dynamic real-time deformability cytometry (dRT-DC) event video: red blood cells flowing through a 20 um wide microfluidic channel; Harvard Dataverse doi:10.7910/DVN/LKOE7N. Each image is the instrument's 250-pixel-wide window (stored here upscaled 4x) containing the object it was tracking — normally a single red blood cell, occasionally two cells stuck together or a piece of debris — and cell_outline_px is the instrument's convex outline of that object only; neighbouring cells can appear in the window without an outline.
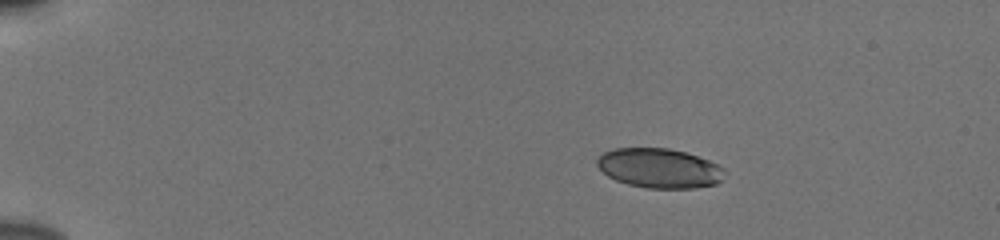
{"species": "human", "species_latin": "Homo sapiens", "temperature_condition": "cold", "stored_images_in_passage": 46, "camera_frame_rate_fps": 3000, "um_per_image_px": 0.085, "donor": {"sex": "male"}, "frame": {"image": 1, "passage_image": 1, "time_ms": 0.0, "image_size_px": [1000, 240], "cell_outline_px": [[724, 172], [720, 180], [716, 184], [692, 188], [648, 188], [628, 184], [616, 180], [608, 176], [596, 164], [596, 160], [604, 152], [612, 148], [668, 148], [684, 152], [708, 160], [724, 168]], "centroid_in_image_um": [56.02, 14.29], "position_along_channel_um": 29.0, "area_um2": 29.13}}
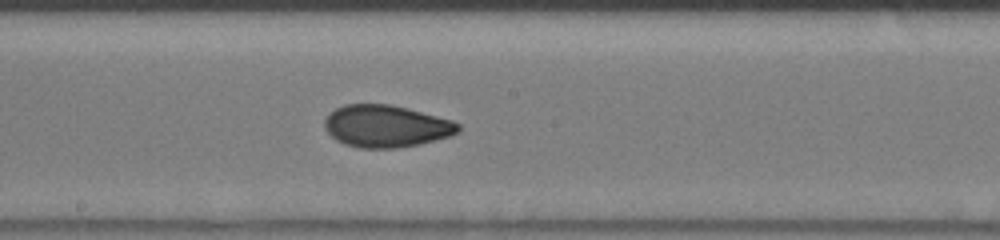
{"frame": {"image": 2, "passage_image": 23, "time_ms": 7.333, "image_size_px": [1000, 240], "cell_outline_px": [[460, 132], [448, 136], [420, 144], [400, 148], [360, 148], [344, 144], [336, 140], [324, 128], [324, 120], [336, 108], [344, 104], [392, 104], [408, 108], [452, 120], [460, 124]], "centroid_in_image_um": [32.82, 10.72], "position_along_channel_um": 215.4, "area_um2": 32.89}}
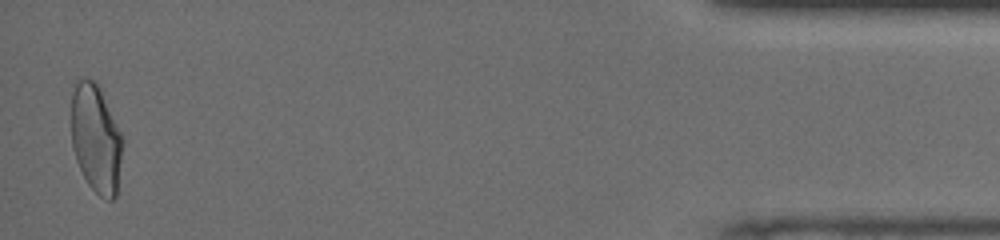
{"frame": {"image": 3, "passage_image": 45, "time_ms": 14.667, "image_size_px": [1000, 240], "cell_outline_px": [[124, 140], [116, 196], [112, 200], [104, 200], [88, 184], [76, 160], [72, 148], [72, 92], [76, 80], [84, 76], [92, 80], [100, 88]], "centroid_in_image_um": [8.16, 11.79], "position_along_channel_um": 427.0, "area_um2": 32.43}, "authors_computed_cell_mechanics": {"area_um2": 32.1368, "velocity_mm_per_s": 3.8557, "shape_relaxation_time_tau1_ms": 4.4979, "shape_relaxation_time_tau2_ms": 1.1044, "deformation_change_tau1": 0.1629, "deformation_change_tau2": 0.058}}